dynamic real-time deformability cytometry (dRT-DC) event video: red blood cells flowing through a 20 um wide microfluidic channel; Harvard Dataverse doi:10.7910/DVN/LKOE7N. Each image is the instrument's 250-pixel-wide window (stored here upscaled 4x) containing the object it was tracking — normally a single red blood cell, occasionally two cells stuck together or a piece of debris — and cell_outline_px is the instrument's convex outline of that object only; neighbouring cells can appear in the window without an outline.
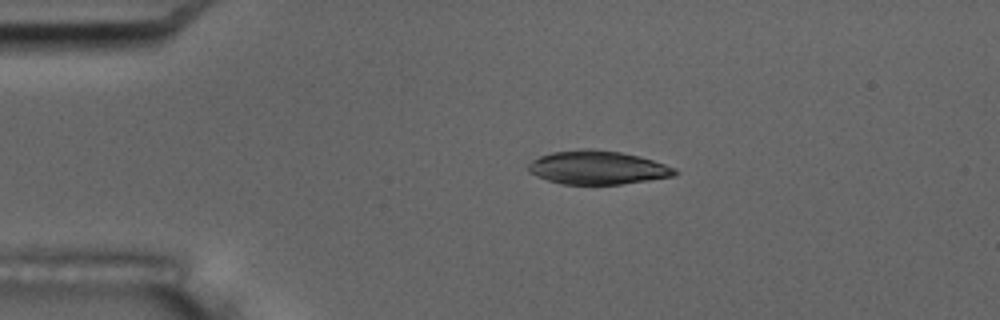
{"species": "common noctule bat (a hibernating species)", "species_latin": "Nyctalus noctula", "temperature_condition": "room temperature", "stored_images_in_passage": 15, "camera_frame_rate_fps": 3000, "um_per_image_px": 0.085, "animal": {"sex": "male", "body_mass_g": 17.5, "forearm_length_mm": 52.3}, "frame": {"image": 1, "passage_image": 3, "time_ms": 2.333, "image_size_px": [1000, 320], "cell_outline_px": [[680, 172], [676, 176], [620, 184], [560, 184], [536, 176], [528, 172], [528, 164], [532, 160], [540, 156], [552, 152], [580, 148], [592, 148], [620, 152], [640, 156], [676, 168]], "centroid_in_image_um": [50.79, 14.23], "position_along_channel_um": 34.2, "area_um2": 28.9}}
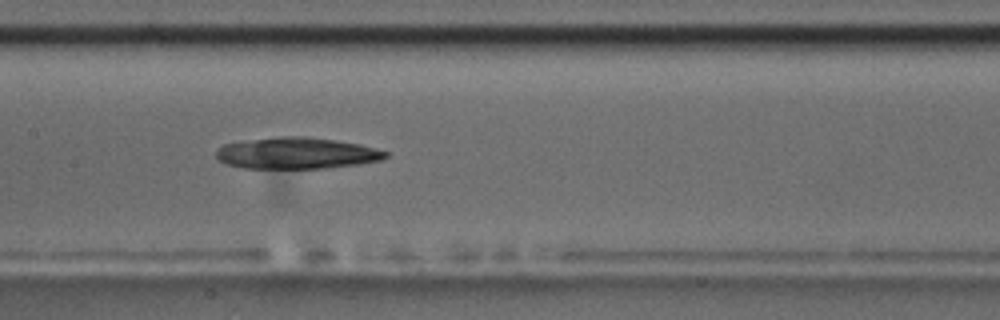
{"frame": {"image": 2, "passage_image": 7, "time_ms": 7.667, "image_size_px": [1000, 320], "cell_outline_px": [[388, 156], [380, 160], [360, 164], [324, 168], [244, 168], [228, 164], [220, 160], [216, 156], [216, 152], [224, 144], [280, 136], [304, 136], [360, 144], [376, 148], [388, 152]], "centroid_in_image_um": [25.26, 13.02], "position_along_channel_um": 182.1, "area_um2": 30.63}}